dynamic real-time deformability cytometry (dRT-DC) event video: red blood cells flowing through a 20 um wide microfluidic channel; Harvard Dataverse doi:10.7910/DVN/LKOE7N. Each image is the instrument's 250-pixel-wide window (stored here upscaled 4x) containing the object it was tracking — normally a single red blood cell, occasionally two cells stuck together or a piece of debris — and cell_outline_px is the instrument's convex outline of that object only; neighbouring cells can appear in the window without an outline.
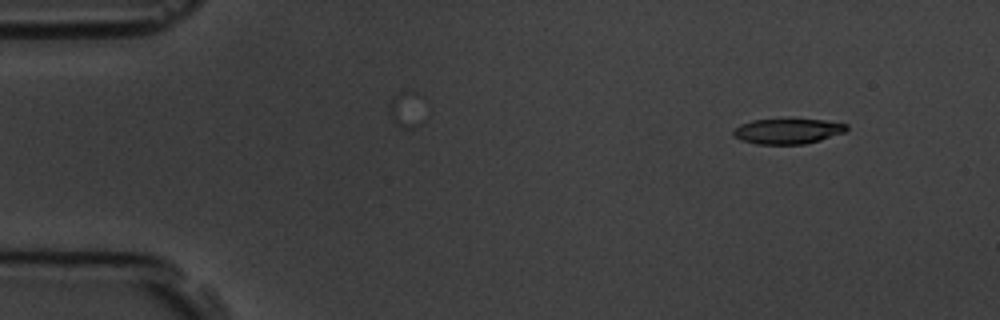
{"species": "common noctule bat (a hibernating species)", "species_latin": "Nyctalus noctula", "temperature_condition": "room temperature", "stored_images_in_passage": 4, "camera_frame_rate_fps": 3000, "um_per_image_px": 0.085, "animal": {"sex": "male", "body_mass_g": 19.5, "forearm_length_mm": 54.6}, "frame": {"image": 1, "passage_image": 1, "time_ms": 0.0, "image_size_px": [1000, 320], "cell_outline_px": [[848, 128], [844, 132], [820, 140], [804, 144], [756, 144], [740, 140], [732, 136], [732, 132], [740, 124], [752, 120], [824, 120], [848, 124]], "centroid_in_image_um": [66.92, 11.16], "position_along_channel_um": 18.1, "area_um2": 16.53}}
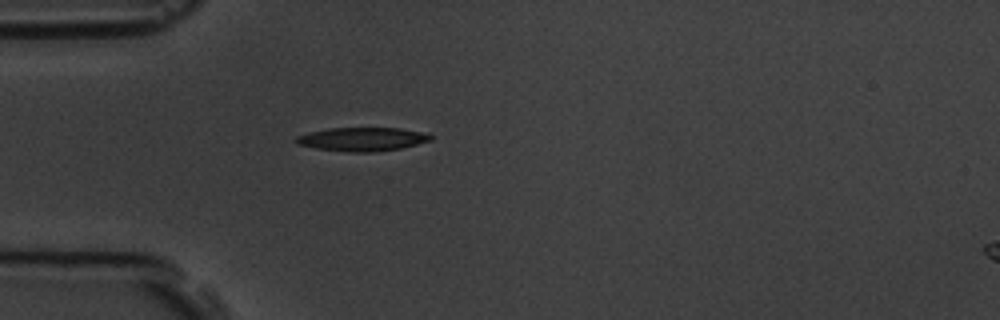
{"frame": {"image": 2, "passage_image": 4, "time_ms": 3.333, "image_size_px": [1000, 320], "cell_outline_px": [[432, 140], [400, 148], [372, 152], [352, 152], [316, 148], [296, 144], [292, 140], [296, 136], [308, 132], [328, 128], [400, 128], [428, 132], [432, 136]], "centroid_in_image_um": [30.77, 11.82], "position_along_channel_um": 54.2, "area_um2": 18.67}}